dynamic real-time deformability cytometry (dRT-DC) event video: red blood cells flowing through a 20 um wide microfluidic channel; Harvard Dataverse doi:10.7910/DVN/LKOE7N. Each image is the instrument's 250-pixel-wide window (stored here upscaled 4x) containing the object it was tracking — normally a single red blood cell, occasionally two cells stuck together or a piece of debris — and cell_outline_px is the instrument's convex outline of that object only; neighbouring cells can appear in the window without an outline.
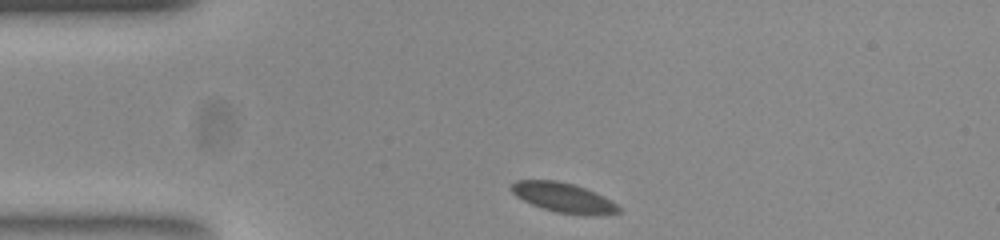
{"species": "common noctule bat (a hibernating species)", "species_latin": "Nyctalus noctula", "temperature_condition": "room temperature", "stored_images_in_passage": 34, "camera_frame_rate_fps": 3000, "um_per_image_px": 0.085, "animal": {"sex": "female", "body_mass_g": 23.0, "forearm_length_mm": 53.4}, "frame": {"image": 1, "passage_image": 1, "time_ms": 0.0, "image_size_px": [1000, 240], "cell_outline_px": [[620, 212], [584, 216], [556, 212], [532, 204], [516, 196], [512, 192], [512, 184], [516, 180], [556, 180], [572, 184], [584, 188], [616, 204], [620, 208]], "centroid_in_image_um": [47.85, 16.8], "position_along_channel_um": 37.1, "area_um2": 18.03}}
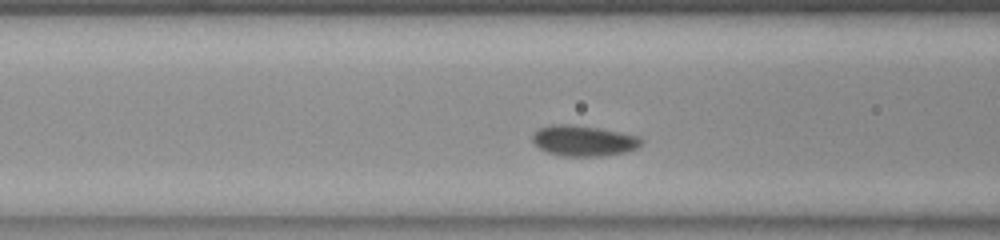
{"frame": {"image": 2, "passage_image": 10, "time_ms": 3.0, "image_size_px": [1000, 240], "cell_outline_px": [[640, 144], [636, 148], [628, 152], [604, 156], [564, 156], [548, 152], [540, 148], [532, 140], [532, 136], [540, 128], [556, 124], [564, 124], [596, 128], [636, 136], [640, 140]], "centroid_in_image_um": [49.58, 11.98], "position_along_channel_um": 117.0, "area_um2": 18.84}}
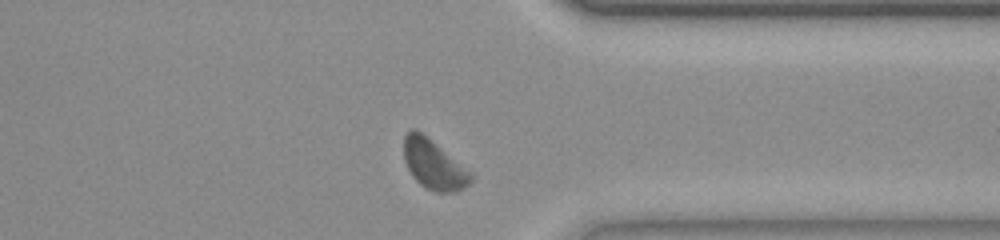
{"frame": {"image": 3, "passage_image": 31, "time_ms": 10.0, "image_size_px": [1000, 240], "cell_outline_px": [[472, 180], [464, 188], [456, 192], [436, 192], [424, 188], [412, 176], [404, 160], [404, 136], [412, 128], [416, 128], [472, 172]], "centroid_in_image_um": [36.86, 13.99], "position_along_channel_um": 374.5, "area_um2": 19.31}, "authors_computed_cell_mechanics": {"area_um2": 18.4671, "velocity_mm_per_s": 3.7604, "shape_relaxation_time_tau1_ms": 1.5318, "shape_relaxation_time_tau2_ms": null, "deformation_change_tau1": 0.0506, "deformation_change_tau2": null}}